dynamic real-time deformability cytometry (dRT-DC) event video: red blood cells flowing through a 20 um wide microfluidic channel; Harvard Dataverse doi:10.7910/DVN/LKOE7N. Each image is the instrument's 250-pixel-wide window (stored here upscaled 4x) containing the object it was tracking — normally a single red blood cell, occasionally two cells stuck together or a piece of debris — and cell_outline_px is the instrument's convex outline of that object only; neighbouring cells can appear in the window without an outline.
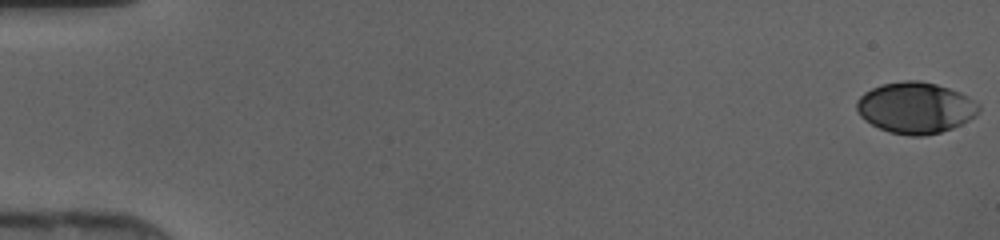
{"species": "human", "species_latin": "Homo sapiens", "temperature_condition": "cold", "stored_images_in_passage": 47, "camera_frame_rate_fps": 3000, "um_per_image_px": 0.085, "donor": {"sex": "female"}, "frame": {"image": 1, "passage_image": 1, "time_ms": 0.0, "image_size_px": [1000, 240], "cell_outline_px": [[980, 112], [976, 116], [952, 128], [940, 132], [924, 136], [908, 136], [888, 132], [864, 120], [860, 116], [856, 108], [856, 100], [864, 92], [880, 84], [904, 80], [916, 80], [936, 84], [960, 92], [968, 96], [980, 104]], "centroid_in_image_um": [77.81, 9.16], "position_along_channel_um": 7.2, "area_um2": 36.7}}
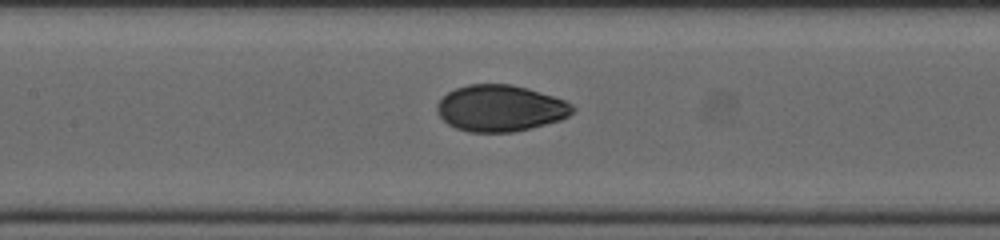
{"frame": {"image": 2, "passage_image": 23, "time_ms": 7.333, "image_size_px": [1000, 240], "cell_outline_px": [[576, 108], [568, 116], [560, 120], [532, 128], [512, 132], [468, 132], [456, 128], [448, 124], [436, 112], [436, 104], [448, 92], [456, 88], [468, 84], [512, 84], [528, 88], [564, 100], [572, 104]], "centroid_in_image_um": [42.52, 9.2], "position_along_channel_um": 164.9, "area_um2": 36.7}}
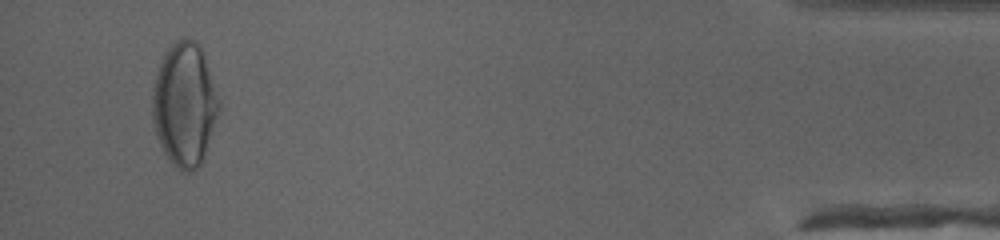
{"frame": {"image": 3, "passage_image": 45, "time_ms": 14.667, "image_size_px": [1000, 240], "cell_outline_px": [[220, 108], [204, 156], [200, 164], [196, 168], [188, 172], [180, 172], [172, 164], [164, 152], [156, 136], [152, 120], [152, 88], [164, 52], [176, 40], [184, 36], [196, 40], [204, 56], [220, 100]], "centroid_in_image_um": [15.67, 8.88], "position_along_channel_um": 419.5, "area_um2": 47.97}}